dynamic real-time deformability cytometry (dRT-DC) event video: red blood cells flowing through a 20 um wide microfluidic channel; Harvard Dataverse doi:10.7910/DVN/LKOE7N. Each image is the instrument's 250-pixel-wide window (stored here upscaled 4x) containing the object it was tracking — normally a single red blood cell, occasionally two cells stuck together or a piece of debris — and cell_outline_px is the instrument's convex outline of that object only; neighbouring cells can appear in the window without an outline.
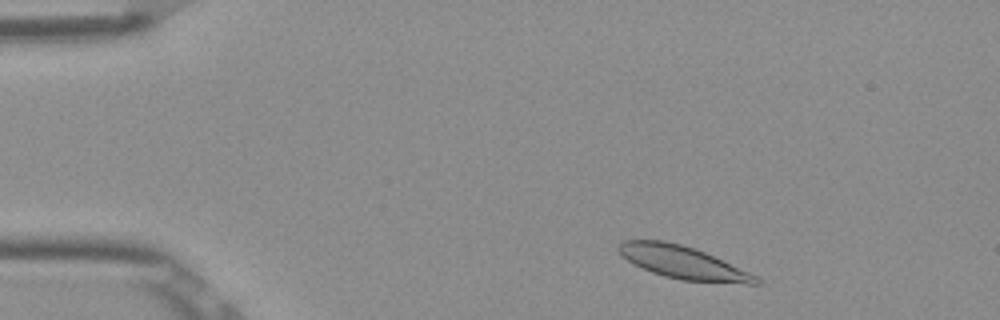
{"species": "Egyptian fruit bat (a non-hibernating species)", "species_latin": "Rousettus aegyptiacus", "temperature_condition": "room temperature", "stored_images_in_passage": 48, "camera_frame_rate_fps": 3000, "um_per_image_px": 0.085, "frame": {"image": 1, "passage_image": 3, "time_ms": 0.667, "image_size_px": [1000, 320], "cell_outline_px": [[764, 284], [744, 284], [680, 280], [664, 276], [652, 272], [628, 260], [616, 248], [616, 244], [620, 240], [664, 240], [696, 248], [748, 272], [764, 280]], "centroid_in_image_um": [58.07, 22.31], "position_along_channel_um": 26.9, "area_um2": 26.18}}
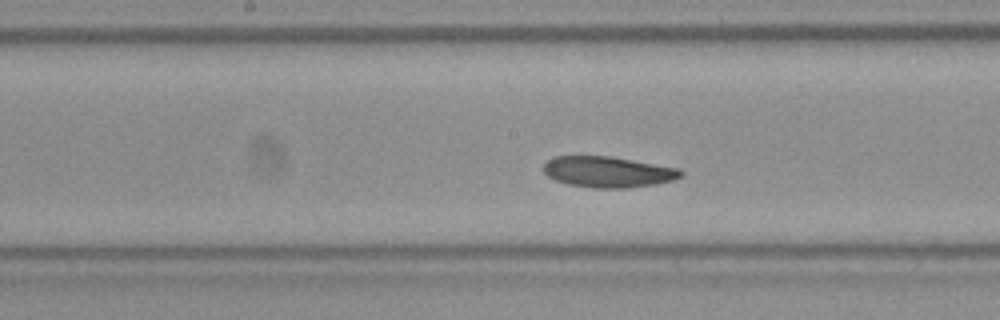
{"frame": {"image": 2, "passage_image": 22, "time_ms": 7.0, "image_size_px": [1000, 320], "cell_outline_px": [[684, 176], [672, 180], [656, 184], [628, 188], [592, 188], [568, 184], [556, 180], [548, 176], [544, 172], [544, 164], [552, 156], [612, 156], [680, 168], [684, 172]], "centroid_in_image_um": [51.71, 14.61], "position_along_channel_um": 196.5, "area_um2": 24.97}}
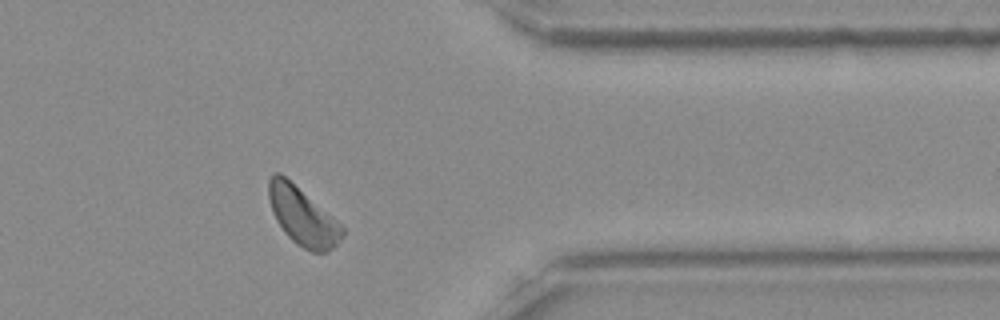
{"frame": {"image": 3, "passage_image": 38, "time_ms": 12.333, "image_size_px": [1000, 320], "cell_outline_px": [[344, 236], [328, 252], [312, 252], [296, 244], [284, 232], [276, 220], [272, 212], [268, 200], [268, 180], [276, 172], [280, 172], [344, 224]], "centroid_in_image_um": [25.74, 18.38], "position_along_channel_um": 385.7, "area_um2": 25.2}, "authors_computed_cell_mechanics": {"area_um2": 24.854, "velocity_mm_per_s": 3.8034, "shape_relaxation_time_tau1_ms": 6.0785, "shape_relaxation_time_tau2_ms": null, "deformation_change_tau1": 0.0955, "deformation_change_tau2": null}}